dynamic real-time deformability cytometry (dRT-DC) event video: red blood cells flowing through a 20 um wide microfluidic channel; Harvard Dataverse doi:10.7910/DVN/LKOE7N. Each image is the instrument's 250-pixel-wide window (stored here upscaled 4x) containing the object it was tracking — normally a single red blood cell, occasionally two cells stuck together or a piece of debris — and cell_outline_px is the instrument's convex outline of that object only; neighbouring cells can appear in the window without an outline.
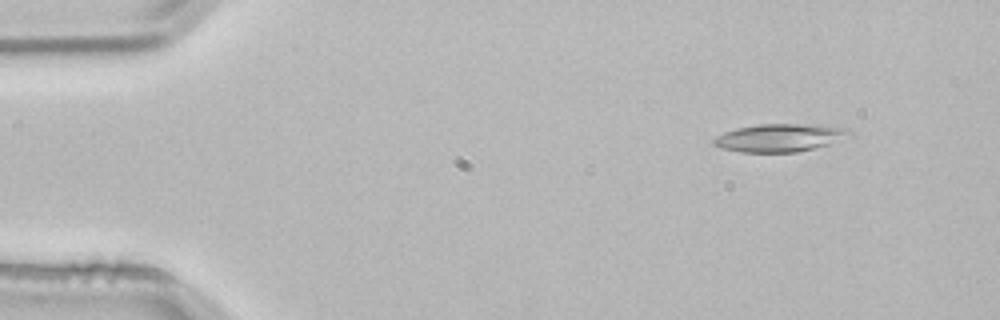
{"species": "common noctule bat (a hibernating species)", "species_latin": "Nyctalus noctula", "temperature_condition": "room temperature", "stored_images_in_passage": 2, "camera_frame_rate_fps": 3000, "um_per_image_px": 0.085, "animal": {"sex": "male", "body_mass_g": 21.5, "forearm_length_mm": 52.0}, "frame": {"image": 1, "passage_image": 1, "time_ms": 0.0, "image_size_px": [1000, 320], "cell_outline_px": [[856, 136], [832, 144], [796, 152], [740, 152], [720, 148], [712, 144], [712, 140], [716, 136], [724, 132], [736, 128], [760, 124], [820, 124], [848, 128]], "centroid_in_image_um": [66.37, 11.7], "position_along_channel_um": 18.6, "area_um2": 22.66}}